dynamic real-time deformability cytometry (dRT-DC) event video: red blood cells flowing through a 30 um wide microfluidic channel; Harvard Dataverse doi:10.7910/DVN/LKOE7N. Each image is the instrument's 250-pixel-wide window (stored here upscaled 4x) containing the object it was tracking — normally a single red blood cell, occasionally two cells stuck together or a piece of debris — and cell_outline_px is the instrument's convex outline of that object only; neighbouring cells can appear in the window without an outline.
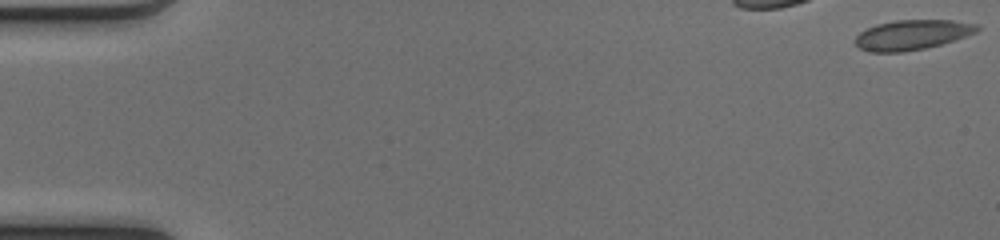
{"species": "common noctule bat (a hibernating species)", "species_latin": "Nyctalus noctula", "temperature_condition": "cold", "stored_images_in_passage": 19, "camera_frame_rate_fps": 3000, "um_per_image_px": 0.085, "animal": {"sex": "female", "body_mass_g": 17.0, "forearm_length_mm": 48.0}, "frame": {"image": 1, "passage_image": 1, "time_ms": 0.0, "image_size_px": [1000, 240], "cell_outline_px": [[980, 28], [976, 32], [940, 44], [924, 48], [904, 52], [868, 52], [860, 48], [852, 40], [860, 32], [876, 24], [896, 20], [952, 20], [980, 24]], "centroid_in_image_um": [77.5, 2.95], "position_along_channel_um": 7.5, "area_um2": 21.21}}
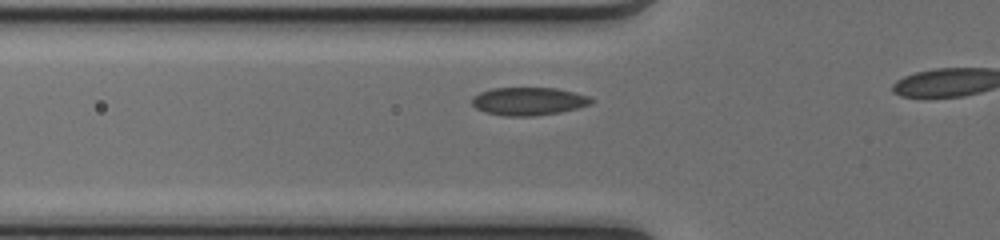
{"frame": {"image": 2, "passage_image": 14, "time_ms": 4.333, "image_size_px": [1000, 240], "cell_outline_px": [[596, 100], [592, 104], [580, 108], [560, 112], [536, 116], [504, 116], [484, 112], [476, 108], [472, 104], [472, 96], [480, 92], [492, 88], [556, 88], [588, 96]], "centroid_in_image_um": [44.94, 8.61], "position_along_channel_um": 80.9, "area_um2": 19.65}}
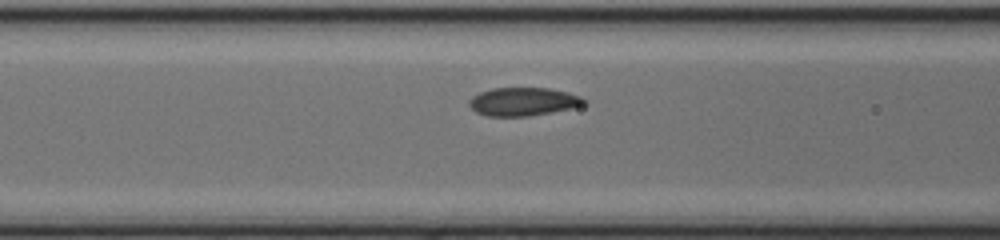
{"frame": {"image": 3, "passage_image": 17, "time_ms": 5.333, "image_size_px": [1000, 240], "cell_outline_px": [[588, 100], [584, 104], [572, 108], [552, 112], [528, 116], [488, 116], [476, 112], [468, 104], [468, 100], [472, 96], [480, 92], [492, 88], [548, 88], [568, 92], [580, 96]], "centroid_in_image_um": [44.47, 8.63], "position_along_channel_um": 122.1, "area_um2": 18.96}}